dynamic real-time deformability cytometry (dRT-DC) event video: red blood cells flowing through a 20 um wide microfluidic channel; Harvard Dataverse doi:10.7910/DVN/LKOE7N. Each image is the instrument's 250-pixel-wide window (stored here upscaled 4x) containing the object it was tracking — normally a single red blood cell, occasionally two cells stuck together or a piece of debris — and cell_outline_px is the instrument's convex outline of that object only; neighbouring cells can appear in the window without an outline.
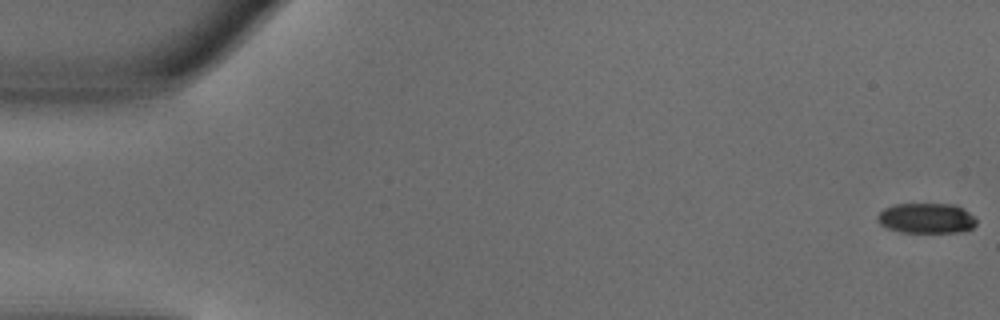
{"species": "common noctule bat (a hibernating species)", "species_latin": "Nyctalus noctula", "temperature_condition": "warm", "stored_images_in_passage": 50, "camera_frame_rate_fps": 3000, "um_per_image_px": 0.085, "animal": {"sex": "male", "body_mass_g": 18.8}, "frame": {"image": 1, "passage_image": 1, "time_ms": 0.0, "image_size_px": [1000, 320], "cell_outline_px": [[976, 224], [972, 228], [964, 232], [900, 232], [888, 228], [880, 224], [876, 220], [876, 216], [884, 208], [896, 204], [956, 204], [964, 208], [976, 220]], "centroid_in_image_um": [78.74, 18.55], "position_along_channel_um": 6.3, "area_um2": 17.51}}
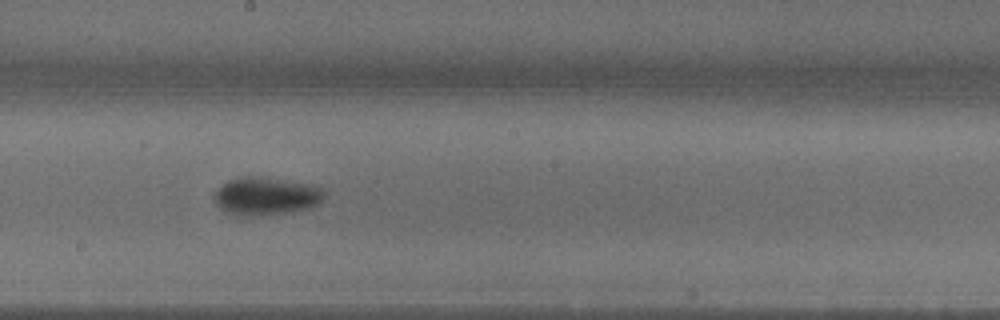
{"frame": {"image": 2, "passage_image": 28, "time_ms": 9.0, "image_size_px": [1000, 320], "cell_outline_px": [[324, 196], [320, 204], [308, 208], [292, 212], [252, 216], [244, 216], [224, 212], [216, 204], [216, 192], [228, 180], [240, 176], [252, 176], [316, 184], [324, 188]], "centroid_in_image_um": [22.67, 16.67], "position_along_channel_um": 225.5, "area_um2": 24.39}}
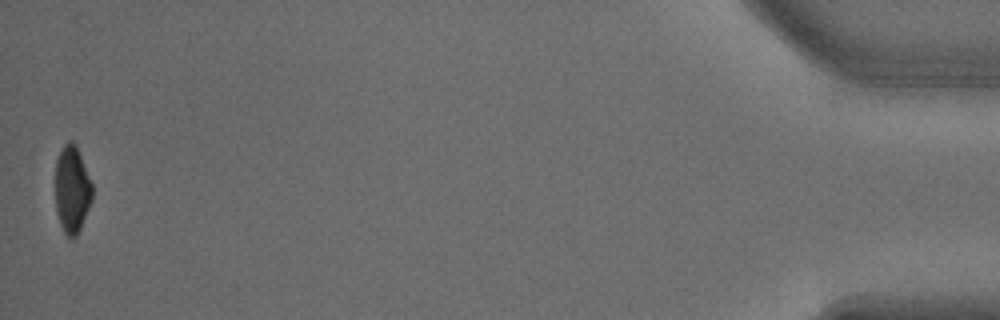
{"frame": {"image": 3, "passage_image": 50, "time_ms": 16.333, "image_size_px": [1000, 320], "cell_outline_px": [[92, 200], [80, 228], [76, 236], [72, 240], [68, 240], [60, 224], [56, 212], [56, 160], [64, 144], [68, 140], [72, 140], [76, 144], [92, 184]], "centroid_in_image_um": [6.12, 16.12], "position_along_channel_um": 429.1, "area_um2": 18.79}, "authors_computed_cell_mechanics": {"area_um2": 20.9814, "velocity_mm_per_s": 4.0514, "shape_relaxation_time_tau1_ms": 6.2743, "shape_relaxation_time_tau2_ms": null, "deformation_change_tau1": 0.2165, "deformation_change_tau2": null}}